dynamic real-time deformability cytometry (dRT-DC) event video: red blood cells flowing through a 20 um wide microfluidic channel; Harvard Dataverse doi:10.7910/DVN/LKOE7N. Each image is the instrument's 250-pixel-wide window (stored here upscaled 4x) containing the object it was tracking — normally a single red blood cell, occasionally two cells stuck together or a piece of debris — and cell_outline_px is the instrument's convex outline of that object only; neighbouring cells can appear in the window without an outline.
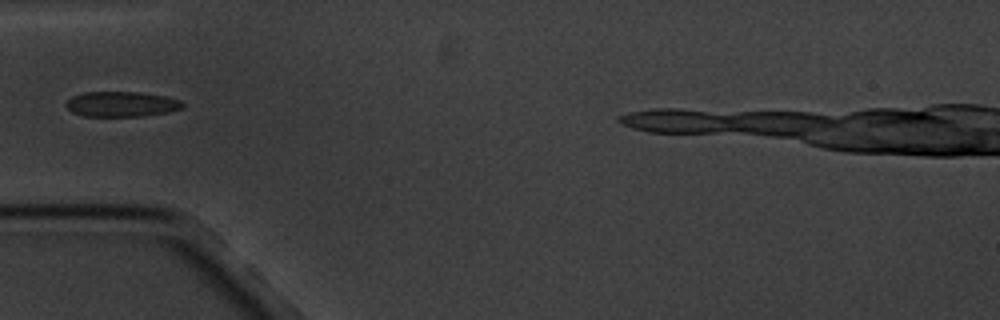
{"species": "common noctule bat (a hibernating species)", "species_latin": "Nyctalus noctula", "temperature_condition": "cold", "stored_images_in_passage": 4, "camera_frame_rate_fps": 3000, "um_per_image_px": 0.085, "animal": {"sex": "male", "body_mass_g": 20.1, "forearm_length_mm": 53.5}, "frame": {"image": 1, "passage_image": 4, "time_ms": 4.333, "image_size_px": [1000, 320], "cell_outline_px": [[184, 108], [168, 112], [140, 116], [84, 116], [72, 112], [64, 104], [72, 96], [84, 92], [140, 92], [164, 96], [180, 100], [184, 104]], "centroid_in_image_um": [10.32, 8.85], "position_along_channel_um": 74.7, "area_um2": 17.11}}